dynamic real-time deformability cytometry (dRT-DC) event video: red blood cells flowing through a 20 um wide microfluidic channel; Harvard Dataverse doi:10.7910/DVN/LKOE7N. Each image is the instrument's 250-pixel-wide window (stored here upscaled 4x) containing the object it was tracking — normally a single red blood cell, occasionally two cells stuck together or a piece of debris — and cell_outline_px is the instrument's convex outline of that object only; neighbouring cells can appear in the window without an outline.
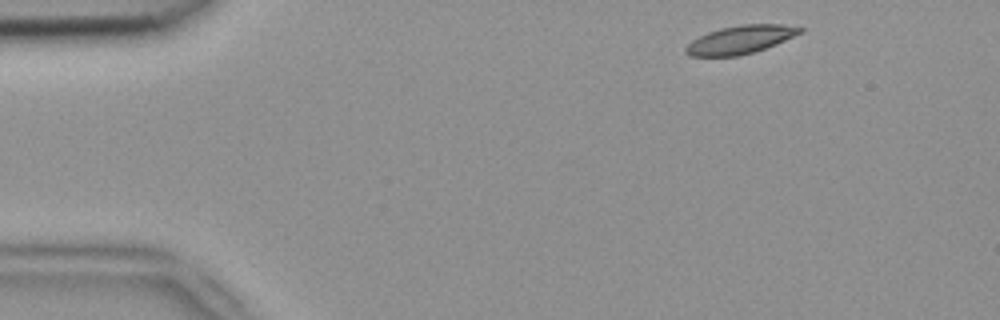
{"species": "common noctule bat (a hibernating species)", "species_latin": "Nyctalus noctula", "temperature_condition": "room temperature", "stored_images_in_passage": 3, "camera_frame_rate_fps": 3000, "um_per_image_px": 0.085, "animal": {"sex": "female", "body_mass_g": 18.4}, "frame": {"image": 1, "passage_image": 1, "time_ms": 0.0, "image_size_px": [1000, 320], "cell_outline_px": [[804, 32], [776, 44], [756, 52], [740, 56], [692, 56], [684, 52], [684, 48], [692, 40], [708, 32], [720, 28], [740, 24], [784, 24], [804, 28]], "centroid_in_image_um": [62.96, 3.37], "position_along_channel_um": 22.0, "area_um2": 18.96}}
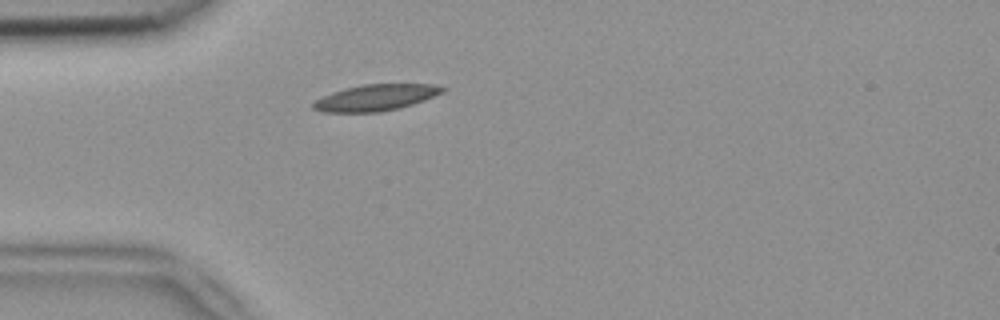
{"frame": {"image": 2, "passage_image": 3, "time_ms": 0.667, "image_size_px": [1000, 320], "cell_outline_px": [[448, 88], [444, 92], [424, 100], [400, 108], [380, 112], [320, 112], [312, 108], [312, 104], [316, 100], [332, 92], [344, 88], [364, 84], [432, 84]], "centroid_in_image_um": [31.95, 8.29], "position_along_channel_um": 53.1, "area_um2": 19.83}}